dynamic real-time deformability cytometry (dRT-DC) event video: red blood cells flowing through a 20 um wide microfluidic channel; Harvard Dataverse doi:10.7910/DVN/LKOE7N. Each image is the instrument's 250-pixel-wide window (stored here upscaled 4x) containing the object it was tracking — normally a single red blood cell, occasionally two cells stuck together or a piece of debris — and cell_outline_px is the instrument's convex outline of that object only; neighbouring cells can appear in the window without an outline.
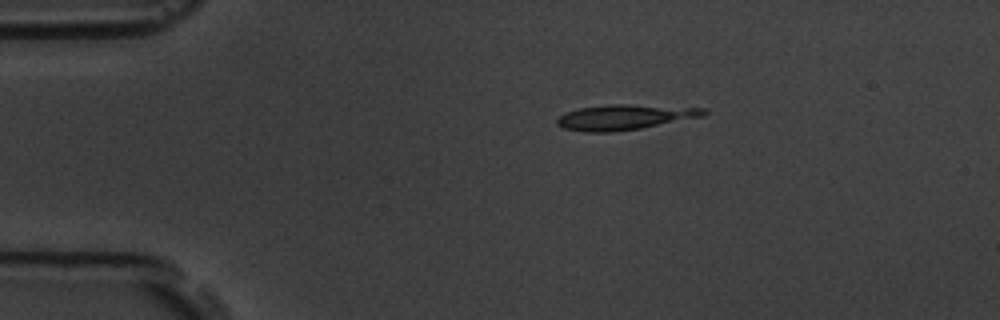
{"species": "common noctule bat (a hibernating species)", "species_latin": "Nyctalus noctula", "temperature_condition": "room temperature", "stored_images_in_passage": 4, "segment_of_instrument_passage": [1, 2], "camera_frame_rate_fps": 3000, "um_per_image_px": 0.085, "animal": {"sex": "male", "body_mass_g": 19.5, "forearm_length_mm": 54.6}, "frame": {"image": 1, "passage_image": 1, "time_ms": 0.0, "image_size_px": [1000, 320], "cell_outline_px": [[708, 112], [704, 116], [640, 128], [612, 132], [584, 132], [564, 128], [556, 124], [556, 120], [564, 112], [580, 108], [612, 104], [628, 104], [704, 108]], "centroid_in_image_um": [53.08, 9.95], "position_along_channel_um": 31.9, "area_um2": 21.44}}